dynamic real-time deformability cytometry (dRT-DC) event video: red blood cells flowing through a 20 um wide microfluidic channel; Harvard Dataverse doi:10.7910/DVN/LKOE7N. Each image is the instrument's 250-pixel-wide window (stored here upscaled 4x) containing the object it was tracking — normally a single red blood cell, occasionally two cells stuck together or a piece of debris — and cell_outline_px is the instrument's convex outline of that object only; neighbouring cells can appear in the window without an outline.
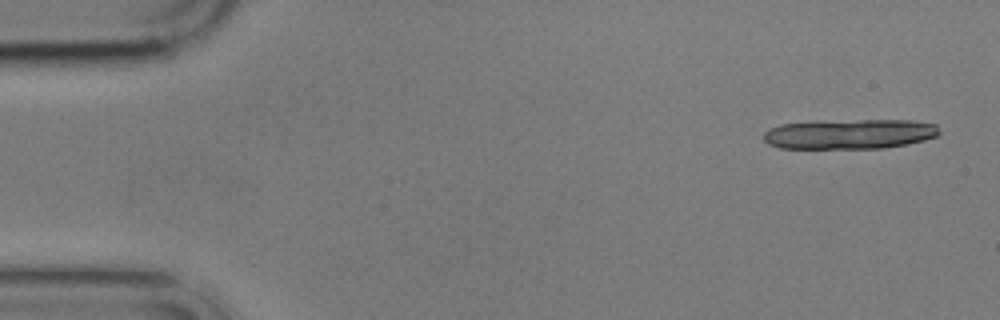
{"species": "common noctule bat (a hibernating species)", "species_latin": "Nyctalus noctula", "temperature_condition": "cold", "stored_images_in_passage": 6, "camera_frame_rate_fps": 3000, "um_per_image_px": 0.085, "animal": {"sex": "male", "body_mass_g": 17.9}, "frame": {"image": 1, "passage_image": 1, "time_ms": 0.0, "image_size_px": [1000, 320], "cell_outline_px": [[940, 132], [936, 136], [924, 140], [884, 148], [780, 148], [768, 144], [764, 140], [764, 132], [768, 128], [780, 124], [808, 120], [912, 120], [936, 124]], "centroid_in_image_um": [72.15, 11.37], "position_along_channel_um": 12.8, "area_um2": 31.04}}
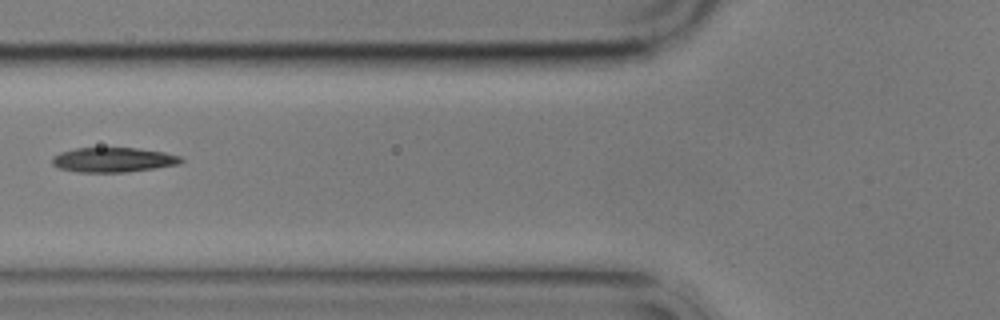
{"frame": {"image": 2, "passage_image": 6, "time_ms": 6.667, "image_size_px": [1000, 320], "cell_outline_px": [[184, 160], [180, 164], [156, 168], [128, 172], [80, 172], [60, 168], [52, 164], [52, 156], [60, 152], [76, 148], [136, 148], [164, 152], [180, 156]], "centroid_in_image_um": [9.64, 13.58], "position_along_channel_um": 116.2, "area_um2": 18.55}}